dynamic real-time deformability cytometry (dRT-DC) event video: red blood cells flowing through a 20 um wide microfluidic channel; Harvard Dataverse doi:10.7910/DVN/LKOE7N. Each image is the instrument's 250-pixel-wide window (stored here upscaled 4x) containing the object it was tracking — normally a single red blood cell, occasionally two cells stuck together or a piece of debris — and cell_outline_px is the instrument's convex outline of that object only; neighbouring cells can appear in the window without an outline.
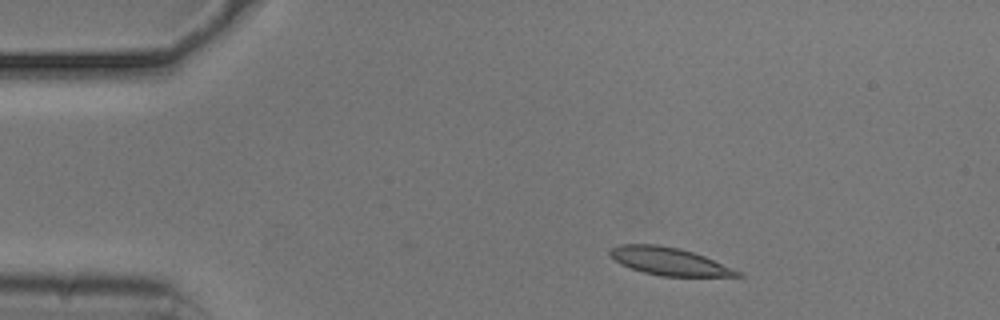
{"species": "common noctule bat (a hibernating species)", "species_latin": "Nyctalus noctula", "temperature_condition": "cold", "stored_images_in_passage": 46, "camera_frame_rate_fps": 3000, "um_per_image_px": 0.085, "animal": {"sex": "male", "body_mass_g": 20.5, "forearm_length_mm": 52.5}, "frame": {"image": 1, "passage_image": 1, "time_ms": 0.0, "image_size_px": [1000, 320], "cell_outline_px": [[744, 276], [664, 276], [644, 272], [620, 264], [608, 252], [612, 248], [620, 244], [656, 244], [680, 248], [704, 256], [744, 272]], "centroid_in_image_um": [56.92, 22.21], "position_along_channel_um": 28.1, "area_um2": 20.4}}
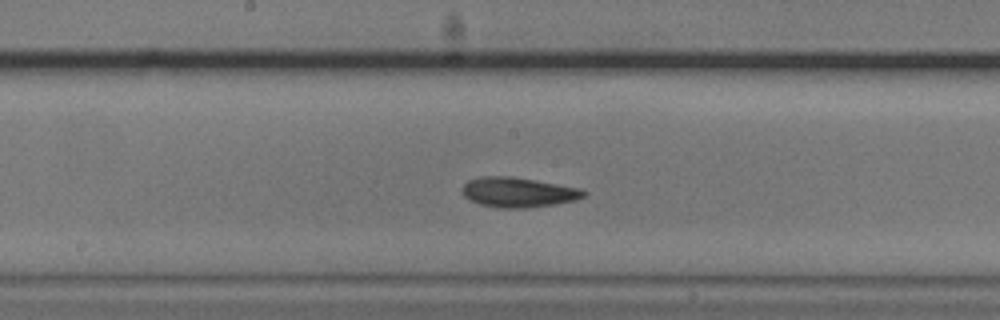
{"frame": {"image": 2, "passage_image": 20, "time_ms": 6.333, "image_size_px": [1000, 320], "cell_outline_px": [[588, 192], [584, 196], [576, 200], [528, 208], [496, 208], [480, 204], [464, 196], [464, 184], [468, 180], [484, 176], [512, 176], [580, 188]], "centroid_in_image_um": [44.07, 16.34], "position_along_channel_um": 204.1, "area_um2": 20.98}}
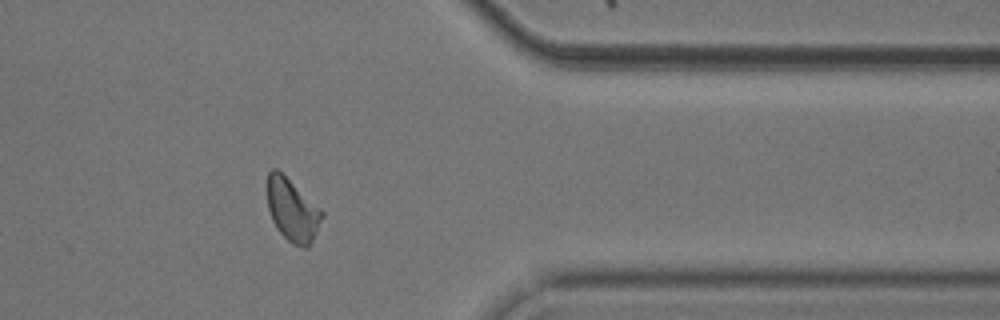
{"frame": {"image": 3, "passage_image": 36, "time_ms": 11.667, "image_size_px": [1000, 320], "cell_outline_px": [[324, 216], [308, 248], [304, 248], [292, 244], [276, 228], [272, 220], [268, 208], [264, 184], [268, 172], [272, 168], [276, 168], [320, 208], [324, 212]], "centroid_in_image_um": [24.8, 17.83], "position_along_channel_um": 386.6, "area_um2": 20.17}, "authors_computed_cell_mechanics": {"area_um2": 20.2878, "velocity_mm_per_s": 3.7101, "shape_relaxation_time_tau1_ms": 2.9945, "shape_relaxation_time_tau2_ms": 2.8212, "deformation_change_tau1": 0.1242, "deformation_change_tau2": 0.082}}